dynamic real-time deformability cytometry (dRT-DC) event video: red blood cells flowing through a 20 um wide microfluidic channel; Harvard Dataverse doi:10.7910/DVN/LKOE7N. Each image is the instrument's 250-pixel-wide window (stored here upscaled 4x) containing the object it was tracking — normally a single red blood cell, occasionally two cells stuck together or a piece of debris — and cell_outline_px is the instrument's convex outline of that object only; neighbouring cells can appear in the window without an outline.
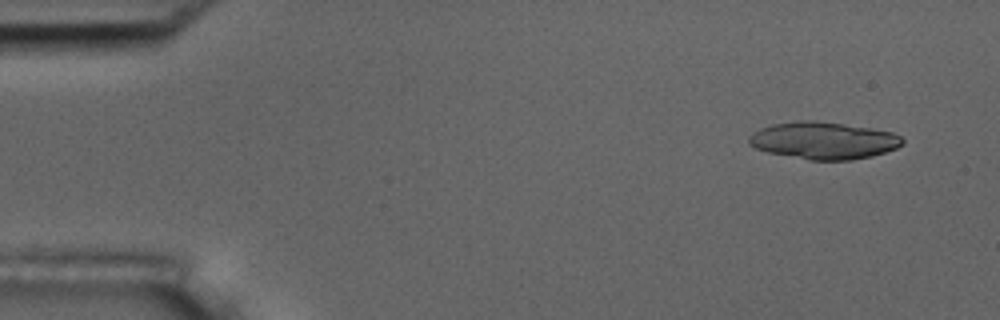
{"species": "common noctule bat (a hibernating species)", "species_latin": "Nyctalus noctula", "temperature_condition": "room temperature", "stored_images_in_passage": 4, "camera_frame_rate_fps": 3000, "um_per_image_px": 0.085, "animal": {"sex": "male", "body_mass_g": 17.5, "forearm_length_mm": 52.3}, "frame": {"image": 1, "passage_image": 1, "time_ms": 0.0, "image_size_px": [1000, 320], "cell_outline_px": [[904, 144], [896, 148], [872, 156], [852, 160], [808, 160], [768, 152], [756, 148], [748, 144], [748, 136], [752, 132], [760, 128], [772, 124], [796, 120], [816, 120], [872, 128], [892, 132], [900, 136], [904, 140]], "centroid_in_image_um": [69.98, 11.94], "position_along_channel_um": 15.0, "area_um2": 33.52}}